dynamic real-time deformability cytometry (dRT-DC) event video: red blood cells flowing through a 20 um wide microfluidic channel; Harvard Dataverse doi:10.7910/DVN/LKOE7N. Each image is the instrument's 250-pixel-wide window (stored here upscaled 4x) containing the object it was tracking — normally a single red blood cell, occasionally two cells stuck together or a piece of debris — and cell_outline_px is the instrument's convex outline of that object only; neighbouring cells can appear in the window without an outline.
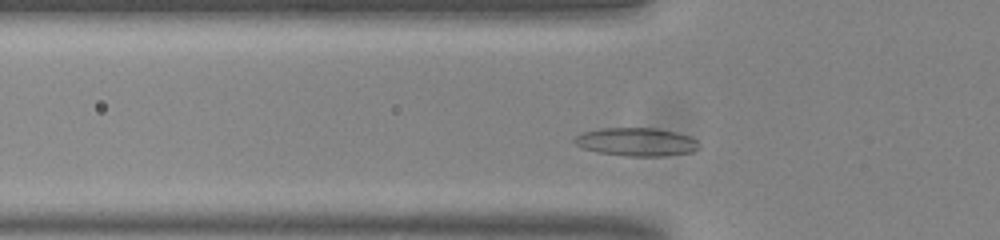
{"species": "common noctule bat (a hibernating species)", "species_latin": "Nyctalus noctula", "temperature_condition": "room temperature", "stored_images_in_passage": 43, "camera_frame_rate_fps": 3000, "um_per_image_px": 0.085, "animal": {"sex": "male", "body_mass_g": 20.0, "forearm_length_mm": 53.3}, "frame": {"image": 1, "passage_image": 7, "time_ms": 2.0, "image_size_px": [1000, 240], "cell_outline_px": [[700, 148], [692, 152], [664, 156], [628, 156], [600, 152], [584, 148], [576, 144], [572, 140], [580, 132], [600, 128], [656, 128], [676, 132], [688, 136], [696, 140], [700, 144]], "centroid_in_image_um": [54.1, 12.05], "position_along_channel_um": 71.7, "area_um2": 20.52}}
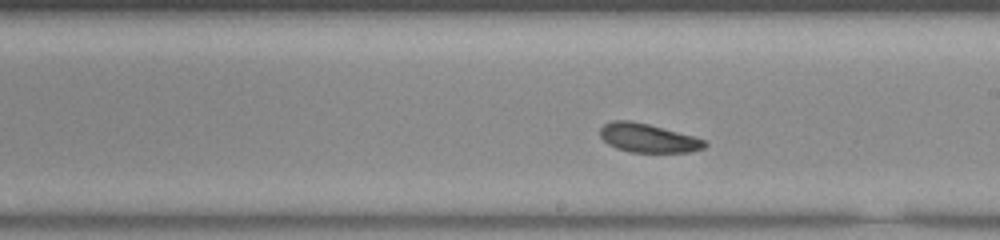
{"frame": {"image": 2, "passage_image": 20, "time_ms": 6.333, "image_size_px": [1000, 240], "cell_outline_px": [[708, 144], [704, 148], [688, 152], [632, 152], [616, 148], [608, 144], [600, 136], [600, 128], [604, 124], [612, 120], [632, 120], [648, 124], [692, 136], [704, 140]], "centroid_in_image_um": [55.04, 11.73], "position_along_channel_um": 234.0, "area_um2": 17.4}}
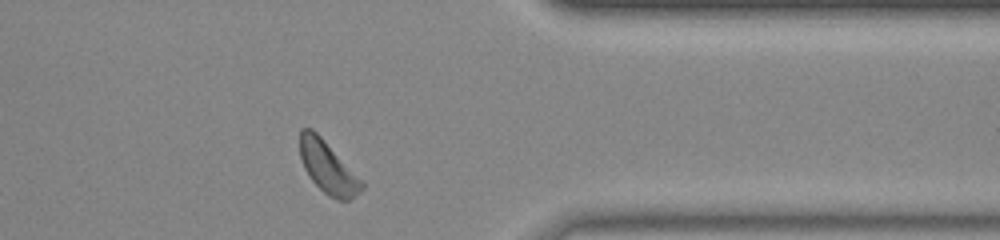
{"frame": {"image": 3, "passage_image": 33, "time_ms": 10.667, "image_size_px": [1000, 240], "cell_outline_px": [[364, 188], [360, 192], [348, 200], [336, 200], [328, 196], [312, 180], [304, 168], [300, 156], [300, 128], [312, 128], [364, 180]], "centroid_in_image_um": [27.9, 14.23], "position_along_channel_um": 383.5, "area_um2": 18.79}, "authors_computed_cell_mechanics": {"area_um2": 17.918, "velocity_mm_per_s": 3.7455, "shape_relaxation_time_tau1_ms": 2.4236, "shape_relaxation_time_tau2_ms": 2.7631, "deformation_change_tau1": 0.0806, "deformation_change_tau2": 0.0876}}